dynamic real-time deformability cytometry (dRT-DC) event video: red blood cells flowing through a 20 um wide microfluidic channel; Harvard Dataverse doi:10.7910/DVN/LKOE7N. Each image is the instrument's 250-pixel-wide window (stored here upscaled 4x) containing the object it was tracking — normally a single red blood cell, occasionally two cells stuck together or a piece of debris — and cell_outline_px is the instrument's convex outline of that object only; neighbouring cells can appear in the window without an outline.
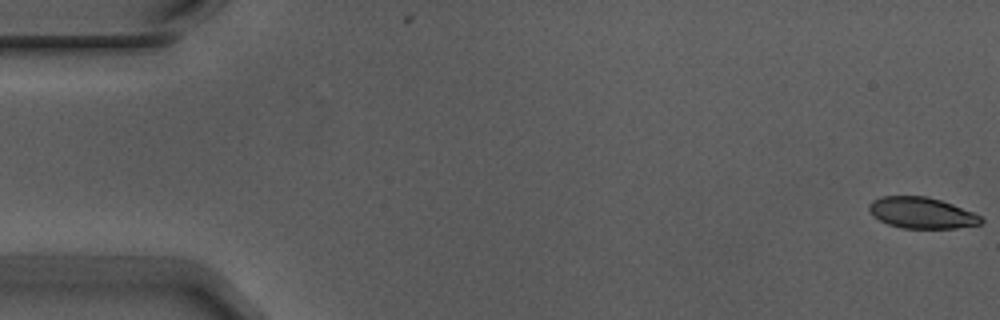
{"species": "Egyptian fruit bat (a non-hibernating species)", "species_latin": "Rousettus aegyptiacus", "temperature_condition": "warm", "stored_images_in_passage": 6, "camera_frame_rate_fps": 3000, "um_per_image_px": 0.085, "animal": {"sex": "male"}, "frame": {"image": 1, "passage_image": 1, "time_ms": 0.0, "image_size_px": [1000, 320], "cell_outline_px": [[984, 220], [980, 224], [956, 228], [900, 228], [888, 224], [872, 216], [868, 208], [868, 204], [872, 200], [880, 196], [924, 196], [940, 200], [952, 204], [972, 212], [980, 216]], "centroid_in_image_um": [78.29, 18.09], "position_along_channel_um": 6.7, "area_um2": 20.29}}
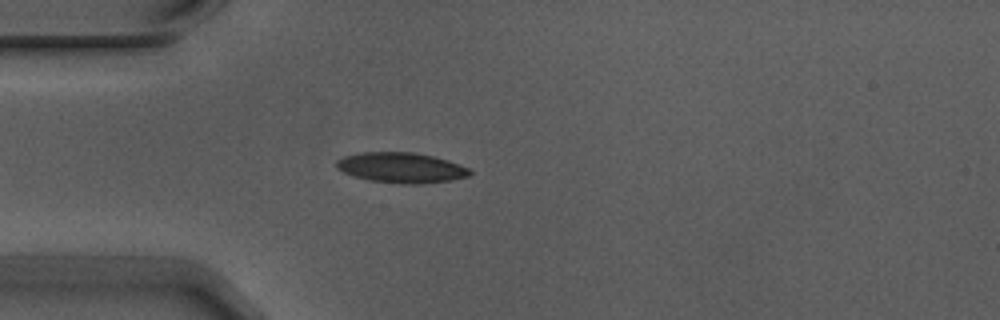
{"frame": {"image": 2, "passage_image": 5, "time_ms": 1.333, "image_size_px": [1000, 320], "cell_outline_px": [[472, 172], [468, 176], [452, 180], [424, 184], [404, 184], [368, 180], [344, 172], [336, 168], [336, 160], [344, 156], [364, 152], [412, 152], [432, 156], [448, 160], [468, 168]], "centroid_in_image_um": [34.11, 14.26], "position_along_channel_um": 50.9, "area_um2": 23.47}}